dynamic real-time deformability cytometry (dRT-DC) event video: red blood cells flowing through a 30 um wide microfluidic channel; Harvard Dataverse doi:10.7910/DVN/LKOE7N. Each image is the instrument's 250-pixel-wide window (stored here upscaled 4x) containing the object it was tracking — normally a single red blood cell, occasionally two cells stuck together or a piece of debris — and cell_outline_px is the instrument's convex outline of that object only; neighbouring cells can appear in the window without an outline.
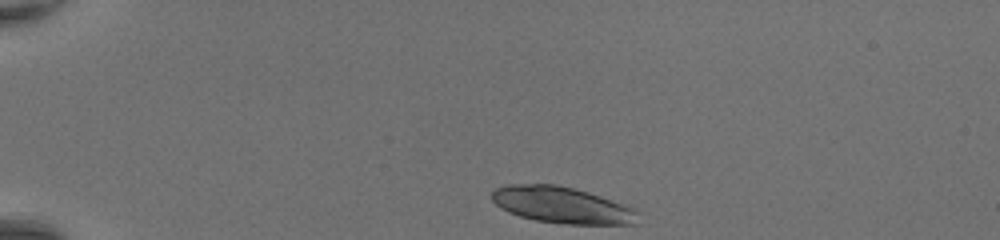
{"species": "common noctule bat (a hibernating species)", "species_latin": "Nyctalus noctula", "temperature_condition": "room temperature", "stored_images_in_passage": 38, "camera_frame_rate_fps": 3000, "um_per_image_px": 0.085, "animal": {"sex": "female", "body_mass_g": 20.0, "forearm_length_mm": 54.0}, "frame": {"image": 1, "passage_image": 1, "time_ms": 0.0, "image_size_px": [1000, 240], "cell_outline_px": [[640, 224], [568, 224], [536, 220], [520, 216], [508, 212], [500, 208], [492, 200], [492, 192], [496, 188], [508, 184], [556, 184], [588, 192], [636, 208], [640, 212]], "centroid_in_image_um": [47.82, 17.44], "position_along_channel_um": 37.2, "area_um2": 31.21}}